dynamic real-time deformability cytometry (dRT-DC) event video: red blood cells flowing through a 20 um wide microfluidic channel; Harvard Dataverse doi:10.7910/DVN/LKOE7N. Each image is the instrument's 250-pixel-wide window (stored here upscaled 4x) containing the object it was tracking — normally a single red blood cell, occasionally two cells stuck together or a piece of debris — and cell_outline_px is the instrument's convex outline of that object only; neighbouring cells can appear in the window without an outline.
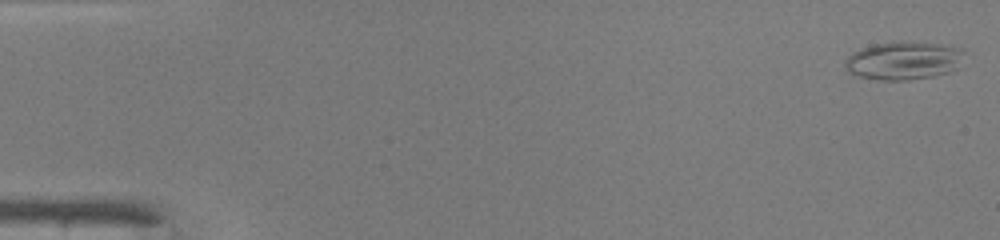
{"species": "common noctule bat (a hibernating species)", "species_latin": "Nyctalus noctula", "temperature_condition": "warm", "stored_images_in_passage": 48, "camera_frame_rate_fps": 3000, "um_per_image_px": 0.085, "animal": {"sex": "male", "body_mass_g": 19.0, "forearm_length_mm": 50.8}, "frame": {"image": 1, "passage_image": 1, "time_ms": 0.0, "image_size_px": [1000, 240], "cell_outline_px": [[964, 52], [956, 68], [948, 72], [932, 76], [908, 80], [880, 80], [860, 76], [848, 72], [844, 68], [844, 64], [848, 56], [852, 52], [860, 48], [876, 44], [944, 44], [960, 48]], "centroid_in_image_um": [76.76, 5.19], "position_along_channel_um": 8.2, "area_um2": 25.61}}
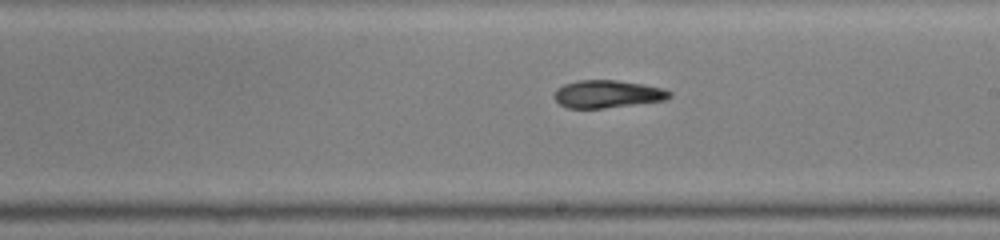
{"frame": {"image": 2, "passage_image": 28, "time_ms": 9.0, "image_size_px": [1000, 240], "cell_outline_px": [[672, 96], [668, 100], [604, 108], [568, 108], [560, 104], [556, 100], [556, 88], [564, 84], [576, 80], [616, 80], [664, 88], [672, 92]], "centroid_in_image_um": [51.67, 7.99], "position_along_channel_um": 237.3, "area_um2": 18.55}}
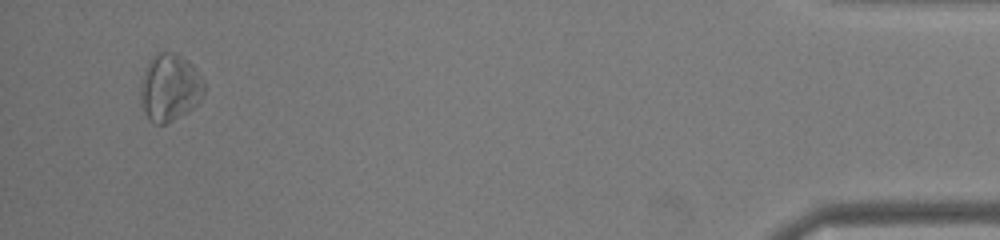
{"frame": {"image": 3, "passage_image": 46, "time_ms": 15.0, "image_size_px": [1000, 240], "cell_outline_px": [[204, 96], [188, 112], [168, 124], [152, 124], [148, 120], [144, 108], [140, 92], [140, 80], [144, 68], [148, 60], [156, 52], [176, 52], [188, 60], [192, 64], [200, 76], [204, 84]], "centroid_in_image_um": [14.41, 7.43], "position_along_channel_um": 420.8, "area_um2": 25.37}, "authors_computed_cell_mechanics": {"area_um2": 19.6809, "velocity_mm_per_s": 4.2555, "shape_relaxation_time_tau1_ms": 3.1414, "shape_relaxation_time_tau2_ms": 7.8835, "deformation_change_tau1": 0.115, "deformation_change_tau2": 0.2235}}